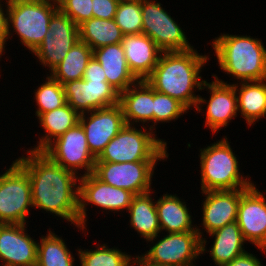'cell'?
Returning a JSON list of instances; mask_svg holds the SVG:
<instances>
[{
  "label": "cell",
  "mask_w": 266,
  "mask_h": 266,
  "mask_svg": "<svg viewBox=\"0 0 266 266\" xmlns=\"http://www.w3.org/2000/svg\"><path fill=\"white\" fill-rule=\"evenodd\" d=\"M16 161L27 171L31 182L33 208H39L79 227L78 195L80 176L52 161L42 151L27 150Z\"/></svg>",
  "instance_id": "cell-1"
},
{
  "label": "cell",
  "mask_w": 266,
  "mask_h": 266,
  "mask_svg": "<svg viewBox=\"0 0 266 266\" xmlns=\"http://www.w3.org/2000/svg\"><path fill=\"white\" fill-rule=\"evenodd\" d=\"M208 59L209 56L200 55L194 48L162 52L146 81L155 91L173 97L188 110L195 108L200 96L195 91L202 90L205 80L200 73Z\"/></svg>",
  "instance_id": "cell-2"
},
{
  "label": "cell",
  "mask_w": 266,
  "mask_h": 266,
  "mask_svg": "<svg viewBox=\"0 0 266 266\" xmlns=\"http://www.w3.org/2000/svg\"><path fill=\"white\" fill-rule=\"evenodd\" d=\"M211 45L223 72L241 82L266 80V48L260 39L221 34Z\"/></svg>",
  "instance_id": "cell-3"
},
{
  "label": "cell",
  "mask_w": 266,
  "mask_h": 266,
  "mask_svg": "<svg viewBox=\"0 0 266 266\" xmlns=\"http://www.w3.org/2000/svg\"><path fill=\"white\" fill-rule=\"evenodd\" d=\"M210 145L200 149L202 192L247 189L254 184L240 173L237 157L226 136Z\"/></svg>",
  "instance_id": "cell-4"
},
{
  "label": "cell",
  "mask_w": 266,
  "mask_h": 266,
  "mask_svg": "<svg viewBox=\"0 0 266 266\" xmlns=\"http://www.w3.org/2000/svg\"><path fill=\"white\" fill-rule=\"evenodd\" d=\"M145 127L138 129L125 124L96 158V162L161 161L168 158L167 143Z\"/></svg>",
  "instance_id": "cell-5"
},
{
  "label": "cell",
  "mask_w": 266,
  "mask_h": 266,
  "mask_svg": "<svg viewBox=\"0 0 266 266\" xmlns=\"http://www.w3.org/2000/svg\"><path fill=\"white\" fill-rule=\"evenodd\" d=\"M5 3L8 39L12 37L11 28L20 38V43L33 53L48 32L49 22L58 10V4L49 0H6Z\"/></svg>",
  "instance_id": "cell-6"
},
{
  "label": "cell",
  "mask_w": 266,
  "mask_h": 266,
  "mask_svg": "<svg viewBox=\"0 0 266 266\" xmlns=\"http://www.w3.org/2000/svg\"><path fill=\"white\" fill-rule=\"evenodd\" d=\"M33 207L27 171L16 161L0 174V224H26Z\"/></svg>",
  "instance_id": "cell-7"
},
{
  "label": "cell",
  "mask_w": 266,
  "mask_h": 266,
  "mask_svg": "<svg viewBox=\"0 0 266 266\" xmlns=\"http://www.w3.org/2000/svg\"><path fill=\"white\" fill-rule=\"evenodd\" d=\"M201 256V238L198 231L167 233L146 253L137 257L149 266H195Z\"/></svg>",
  "instance_id": "cell-8"
},
{
  "label": "cell",
  "mask_w": 266,
  "mask_h": 266,
  "mask_svg": "<svg viewBox=\"0 0 266 266\" xmlns=\"http://www.w3.org/2000/svg\"><path fill=\"white\" fill-rule=\"evenodd\" d=\"M156 0H141L142 33L149 36L162 52L193 48L175 19Z\"/></svg>",
  "instance_id": "cell-9"
},
{
  "label": "cell",
  "mask_w": 266,
  "mask_h": 266,
  "mask_svg": "<svg viewBox=\"0 0 266 266\" xmlns=\"http://www.w3.org/2000/svg\"><path fill=\"white\" fill-rule=\"evenodd\" d=\"M42 152L52 161L76 175L80 169H85L81 176L94 171L96 158L90 152L84 129L80 123L52 141Z\"/></svg>",
  "instance_id": "cell-10"
},
{
  "label": "cell",
  "mask_w": 266,
  "mask_h": 266,
  "mask_svg": "<svg viewBox=\"0 0 266 266\" xmlns=\"http://www.w3.org/2000/svg\"><path fill=\"white\" fill-rule=\"evenodd\" d=\"M78 195V218L79 227L86 229V206L88 204L100 207L104 210L123 211L128 210L131 204L133 193L126 189L117 188L102 182L93 173L79 178Z\"/></svg>",
  "instance_id": "cell-11"
},
{
  "label": "cell",
  "mask_w": 266,
  "mask_h": 266,
  "mask_svg": "<svg viewBox=\"0 0 266 266\" xmlns=\"http://www.w3.org/2000/svg\"><path fill=\"white\" fill-rule=\"evenodd\" d=\"M157 162H95L93 174L106 184L138 195L152 190L151 178Z\"/></svg>",
  "instance_id": "cell-12"
},
{
  "label": "cell",
  "mask_w": 266,
  "mask_h": 266,
  "mask_svg": "<svg viewBox=\"0 0 266 266\" xmlns=\"http://www.w3.org/2000/svg\"><path fill=\"white\" fill-rule=\"evenodd\" d=\"M42 43L33 52L41 65L52 71L79 41V26L59 9L52 16Z\"/></svg>",
  "instance_id": "cell-13"
},
{
  "label": "cell",
  "mask_w": 266,
  "mask_h": 266,
  "mask_svg": "<svg viewBox=\"0 0 266 266\" xmlns=\"http://www.w3.org/2000/svg\"><path fill=\"white\" fill-rule=\"evenodd\" d=\"M237 224L246 241L266 253V197L253 184L240 189Z\"/></svg>",
  "instance_id": "cell-14"
},
{
  "label": "cell",
  "mask_w": 266,
  "mask_h": 266,
  "mask_svg": "<svg viewBox=\"0 0 266 266\" xmlns=\"http://www.w3.org/2000/svg\"><path fill=\"white\" fill-rule=\"evenodd\" d=\"M212 76L215 77V80L212 82L205 80L202 86L203 90L205 88L207 90L209 89V100H205L199 96L195 109L196 112H201L203 110L201 109L202 106L207 102L205 127L211 129V132L214 134L218 130H221L222 127L228 126V123L238 115V106L235 86L218 79L216 75Z\"/></svg>",
  "instance_id": "cell-15"
},
{
  "label": "cell",
  "mask_w": 266,
  "mask_h": 266,
  "mask_svg": "<svg viewBox=\"0 0 266 266\" xmlns=\"http://www.w3.org/2000/svg\"><path fill=\"white\" fill-rule=\"evenodd\" d=\"M79 123L84 129L88 147L95 158L101 154L106 145L126 124L119 103L81 114Z\"/></svg>",
  "instance_id": "cell-16"
},
{
  "label": "cell",
  "mask_w": 266,
  "mask_h": 266,
  "mask_svg": "<svg viewBox=\"0 0 266 266\" xmlns=\"http://www.w3.org/2000/svg\"><path fill=\"white\" fill-rule=\"evenodd\" d=\"M26 226V224H0L2 266H36L38 243L27 234Z\"/></svg>",
  "instance_id": "cell-17"
},
{
  "label": "cell",
  "mask_w": 266,
  "mask_h": 266,
  "mask_svg": "<svg viewBox=\"0 0 266 266\" xmlns=\"http://www.w3.org/2000/svg\"><path fill=\"white\" fill-rule=\"evenodd\" d=\"M202 214L203 229L212 233L221 227L237 221L238 204L240 201V189L204 191Z\"/></svg>",
  "instance_id": "cell-18"
},
{
  "label": "cell",
  "mask_w": 266,
  "mask_h": 266,
  "mask_svg": "<svg viewBox=\"0 0 266 266\" xmlns=\"http://www.w3.org/2000/svg\"><path fill=\"white\" fill-rule=\"evenodd\" d=\"M121 44L131 73L138 80H146L157 65L162 51L144 33L124 35Z\"/></svg>",
  "instance_id": "cell-19"
},
{
  "label": "cell",
  "mask_w": 266,
  "mask_h": 266,
  "mask_svg": "<svg viewBox=\"0 0 266 266\" xmlns=\"http://www.w3.org/2000/svg\"><path fill=\"white\" fill-rule=\"evenodd\" d=\"M155 205L161 232L164 230L167 233L198 231L201 238V254L207 251V240L202 237L203 232L200 228L192 225V216L185 201L179 199L176 194H163L155 201Z\"/></svg>",
  "instance_id": "cell-20"
},
{
  "label": "cell",
  "mask_w": 266,
  "mask_h": 266,
  "mask_svg": "<svg viewBox=\"0 0 266 266\" xmlns=\"http://www.w3.org/2000/svg\"><path fill=\"white\" fill-rule=\"evenodd\" d=\"M119 104L122 107L127 125L152 122L153 130L154 89L146 80H139L120 93ZM136 122V123H135Z\"/></svg>",
  "instance_id": "cell-21"
},
{
  "label": "cell",
  "mask_w": 266,
  "mask_h": 266,
  "mask_svg": "<svg viewBox=\"0 0 266 266\" xmlns=\"http://www.w3.org/2000/svg\"><path fill=\"white\" fill-rule=\"evenodd\" d=\"M93 56L104 69L107 82L119 93L139 81L129 69L121 43L97 48Z\"/></svg>",
  "instance_id": "cell-22"
},
{
  "label": "cell",
  "mask_w": 266,
  "mask_h": 266,
  "mask_svg": "<svg viewBox=\"0 0 266 266\" xmlns=\"http://www.w3.org/2000/svg\"><path fill=\"white\" fill-rule=\"evenodd\" d=\"M151 192L134 195L127 210L130 215V225L146 241L153 242L159 237L161 229L158 221V213Z\"/></svg>",
  "instance_id": "cell-23"
},
{
  "label": "cell",
  "mask_w": 266,
  "mask_h": 266,
  "mask_svg": "<svg viewBox=\"0 0 266 266\" xmlns=\"http://www.w3.org/2000/svg\"><path fill=\"white\" fill-rule=\"evenodd\" d=\"M208 235L215 236L212 248L207 252L211 255L216 266H223L246 252L245 247H243L246 240L237 221L229 223Z\"/></svg>",
  "instance_id": "cell-24"
},
{
  "label": "cell",
  "mask_w": 266,
  "mask_h": 266,
  "mask_svg": "<svg viewBox=\"0 0 266 266\" xmlns=\"http://www.w3.org/2000/svg\"><path fill=\"white\" fill-rule=\"evenodd\" d=\"M233 85L237 94L238 111L249 126L266 116V80L240 81V88L238 83Z\"/></svg>",
  "instance_id": "cell-25"
},
{
  "label": "cell",
  "mask_w": 266,
  "mask_h": 266,
  "mask_svg": "<svg viewBox=\"0 0 266 266\" xmlns=\"http://www.w3.org/2000/svg\"><path fill=\"white\" fill-rule=\"evenodd\" d=\"M79 116L68 103L55 110L40 114L37 118L45 134L39 138L38 145L30 150L43 151L52 141L79 123Z\"/></svg>",
  "instance_id": "cell-26"
},
{
  "label": "cell",
  "mask_w": 266,
  "mask_h": 266,
  "mask_svg": "<svg viewBox=\"0 0 266 266\" xmlns=\"http://www.w3.org/2000/svg\"><path fill=\"white\" fill-rule=\"evenodd\" d=\"M124 34L115 19L94 18L79 25V40L85 42L92 50L121 43Z\"/></svg>",
  "instance_id": "cell-27"
},
{
  "label": "cell",
  "mask_w": 266,
  "mask_h": 266,
  "mask_svg": "<svg viewBox=\"0 0 266 266\" xmlns=\"http://www.w3.org/2000/svg\"><path fill=\"white\" fill-rule=\"evenodd\" d=\"M93 57V50L83 41H77L65 58L51 71L50 76L62 85L83 79L85 68Z\"/></svg>",
  "instance_id": "cell-28"
},
{
  "label": "cell",
  "mask_w": 266,
  "mask_h": 266,
  "mask_svg": "<svg viewBox=\"0 0 266 266\" xmlns=\"http://www.w3.org/2000/svg\"><path fill=\"white\" fill-rule=\"evenodd\" d=\"M48 231L46 236H41L40 244H37L36 266H75V259L62 237L50 228Z\"/></svg>",
  "instance_id": "cell-29"
},
{
  "label": "cell",
  "mask_w": 266,
  "mask_h": 266,
  "mask_svg": "<svg viewBox=\"0 0 266 266\" xmlns=\"http://www.w3.org/2000/svg\"><path fill=\"white\" fill-rule=\"evenodd\" d=\"M77 251L81 266H134L136 259L135 256L132 257L115 247L109 248L106 244L98 245L95 250Z\"/></svg>",
  "instance_id": "cell-30"
},
{
  "label": "cell",
  "mask_w": 266,
  "mask_h": 266,
  "mask_svg": "<svg viewBox=\"0 0 266 266\" xmlns=\"http://www.w3.org/2000/svg\"><path fill=\"white\" fill-rule=\"evenodd\" d=\"M34 93L38 106L35 114L37 117L67 103L63 85L51 76H47L45 83L41 84Z\"/></svg>",
  "instance_id": "cell-31"
},
{
  "label": "cell",
  "mask_w": 266,
  "mask_h": 266,
  "mask_svg": "<svg viewBox=\"0 0 266 266\" xmlns=\"http://www.w3.org/2000/svg\"><path fill=\"white\" fill-rule=\"evenodd\" d=\"M114 19L124 35L141 34V0L119 2Z\"/></svg>",
  "instance_id": "cell-32"
},
{
  "label": "cell",
  "mask_w": 266,
  "mask_h": 266,
  "mask_svg": "<svg viewBox=\"0 0 266 266\" xmlns=\"http://www.w3.org/2000/svg\"><path fill=\"white\" fill-rule=\"evenodd\" d=\"M88 81L89 112L119 103L120 93L107 80Z\"/></svg>",
  "instance_id": "cell-33"
},
{
  "label": "cell",
  "mask_w": 266,
  "mask_h": 266,
  "mask_svg": "<svg viewBox=\"0 0 266 266\" xmlns=\"http://www.w3.org/2000/svg\"><path fill=\"white\" fill-rule=\"evenodd\" d=\"M187 111L178 100L154 90L153 129L157 123L175 121Z\"/></svg>",
  "instance_id": "cell-34"
},
{
  "label": "cell",
  "mask_w": 266,
  "mask_h": 266,
  "mask_svg": "<svg viewBox=\"0 0 266 266\" xmlns=\"http://www.w3.org/2000/svg\"><path fill=\"white\" fill-rule=\"evenodd\" d=\"M67 103L79 114L89 112L88 81L84 79L63 84Z\"/></svg>",
  "instance_id": "cell-35"
},
{
  "label": "cell",
  "mask_w": 266,
  "mask_h": 266,
  "mask_svg": "<svg viewBox=\"0 0 266 266\" xmlns=\"http://www.w3.org/2000/svg\"><path fill=\"white\" fill-rule=\"evenodd\" d=\"M58 9L79 26L93 17L92 0H59Z\"/></svg>",
  "instance_id": "cell-36"
},
{
  "label": "cell",
  "mask_w": 266,
  "mask_h": 266,
  "mask_svg": "<svg viewBox=\"0 0 266 266\" xmlns=\"http://www.w3.org/2000/svg\"><path fill=\"white\" fill-rule=\"evenodd\" d=\"M118 0H92L94 18L111 20L115 18Z\"/></svg>",
  "instance_id": "cell-37"
},
{
  "label": "cell",
  "mask_w": 266,
  "mask_h": 266,
  "mask_svg": "<svg viewBox=\"0 0 266 266\" xmlns=\"http://www.w3.org/2000/svg\"><path fill=\"white\" fill-rule=\"evenodd\" d=\"M84 80H107L104 69L97 59L93 56L85 68Z\"/></svg>",
  "instance_id": "cell-38"
},
{
  "label": "cell",
  "mask_w": 266,
  "mask_h": 266,
  "mask_svg": "<svg viewBox=\"0 0 266 266\" xmlns=\"http://www.w3.org/2000/svg\"><path fill=\"white\" fill-rule=\"evenodd\" d=\"M223 266H263V264H261L260 260L255 255L246 251L244 254L236 257Z\"/></svg>",
  "instance_id": "cell-39"
},
{
  "label": "cell",
  "mask_w": 266,
  "mask_h": 266,
  "mask_svg": "<svg viewBox=\"0 0 266 266\" xmlns=\"http://www.w3.org/2000/svg\"><path fill=\"white\" fill-rule=\"evenodd\" d=\"M0 0V39H2L5 43L7 42L6 40L8 39V11L5 9L3 10ZM6 12V14L4 13Z\"/></svg>",
  "instance_id": "cell-40"
},
{
  "label": "cell",
  "mask_w": 266,
  "mask_h": 266,
  "mask_svg": "<svg viewBox=\"0 0 266 266\" xmlns=\"http://www.w3.org/2000/svg\"><path fill=\"white\" fill-rule=\"evenodd\" d=\"M5 45L6 43L2 39H0V58L3 55L2 53L5 51Z\"/></svg>",
  "instance_id": "cell-41"
},
{
  "label": "cell",
  "mask_w": 266,
  "mask_h": 266,
  "mask_svg": "<svg viewBox=\"0 0 266 266\" xmlns=\"http://www.w3.org/2000/svg\"><path fill=\"white\" fill-rule=\"evenodd\" d=\"M134 266H149L147 264H144L137 256H136V259H135V264Z\"/></svg>",
  "instance_id": "cell-42"
},
{
  "label": "cell",
  "mask_w": 266,
  "mask_h": 266,
  "mask_svg": "<svg viewBox=\"0 0 266 266\" xmlns=\"http://www.w3.org/2000/svg\"><path fill=\"white\" fill-rule=\"evenodd\" d=\"M119 2H121V1H133V0H118Z\"/></svg>",
  "instance_id": "cell-43"
}]
</instances>
